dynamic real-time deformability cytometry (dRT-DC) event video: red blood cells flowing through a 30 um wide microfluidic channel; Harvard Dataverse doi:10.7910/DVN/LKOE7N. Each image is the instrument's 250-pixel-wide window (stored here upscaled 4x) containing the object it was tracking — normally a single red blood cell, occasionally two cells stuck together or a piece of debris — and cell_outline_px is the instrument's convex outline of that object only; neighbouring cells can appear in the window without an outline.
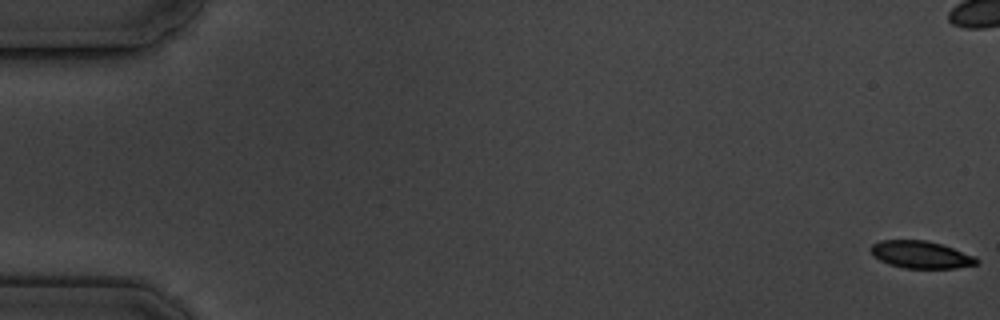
{"species": "common noctule bat (a hibernating species)", "species_latin": "Nyctalus noctula", "temperature_condition": "cold", "stored_images_in_passage": 7, "camera_frame_rate_fps": 3000, "um_per_image_px": 0.085, "animal": {"sex": "male", "body_mass_g": 19.5, "forearm_length_mm": 54.6}, "frame": {"image": 1, "passage_image": 1, "time_ms": 0.0, "image_size_px": [1000, 320], "cell_outline_px": [[980, 260], [976, 264], [956, 268], [904, 268], [888, 264], [872, 256], [872, 244], [880, 240], [928, 240], [976, 256]], "centroid_in_image_um": [78.28, 21.64], "position_along_channel_um": 6.7, "area_um2": 16.82}}
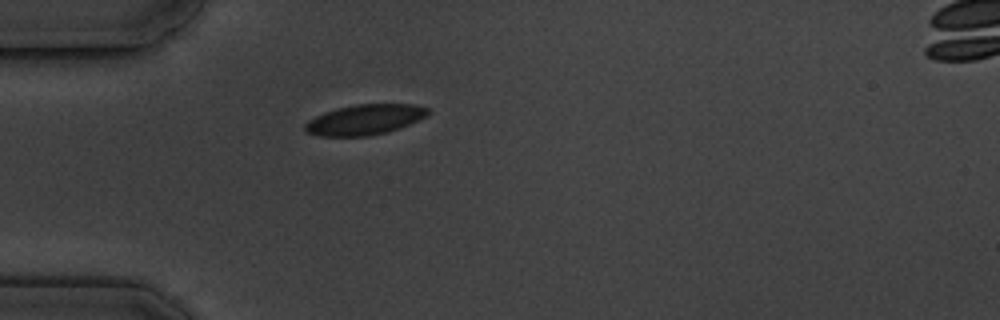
{"frame": {"image": 2, "passage_image": 7, "time_ms": 7.0, "image_size_px": [1000, 320], "cell_outline_px": [[432, 112], [428, 116], [420, 120], [400, 128], [388, 132], [368, 136], [320, 136], [304, 132], [304, 124], [308, 120], [324, 112], [356, 104], [412, 104], [428, 108]], "centroid_in_image_um": [31.03, 10.17], "position_along_channel_um": 54.0, "area_um2": 21.91}}